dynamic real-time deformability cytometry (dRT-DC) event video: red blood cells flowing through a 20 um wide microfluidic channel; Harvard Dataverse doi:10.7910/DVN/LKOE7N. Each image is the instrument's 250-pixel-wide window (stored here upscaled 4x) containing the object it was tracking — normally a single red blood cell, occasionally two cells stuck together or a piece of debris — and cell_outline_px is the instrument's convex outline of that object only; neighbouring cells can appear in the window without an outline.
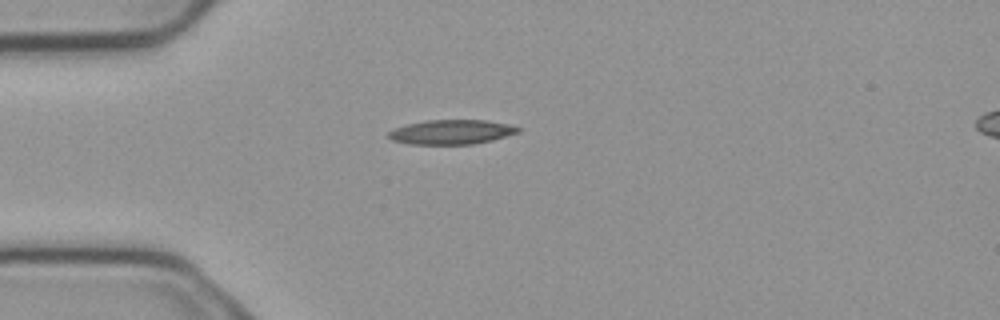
{"species": "common noctule bat (a hibernating species)", "species_latin": "Nyctalus noctula", "temperature_condition": "cold", "stored_images_in_passage": 1, "camera_frame_rate_fps": 3000, "um_per_image_px": 0.085, "animal": {"sex": "male", "body_mass_g": 23.1, "forearm_length_mm": 52.7}, "frame": {"image": 1, "passage_image": 1, "time_ms": 0.0, "image_size_px": [1000, 320], "cell_outline_px": [[520, 132], [492, 140], [472, 144], [408, 144], [392, 140], [388, 136], [388, 132], [396, 128], [408, 124], [428, 120], [484, 120], [508, 124], [520, 128]], "centroid_in_image_um": [38.38, 11.22], "position_along_channel_um": 46.6, "area_um2": 18.32}}